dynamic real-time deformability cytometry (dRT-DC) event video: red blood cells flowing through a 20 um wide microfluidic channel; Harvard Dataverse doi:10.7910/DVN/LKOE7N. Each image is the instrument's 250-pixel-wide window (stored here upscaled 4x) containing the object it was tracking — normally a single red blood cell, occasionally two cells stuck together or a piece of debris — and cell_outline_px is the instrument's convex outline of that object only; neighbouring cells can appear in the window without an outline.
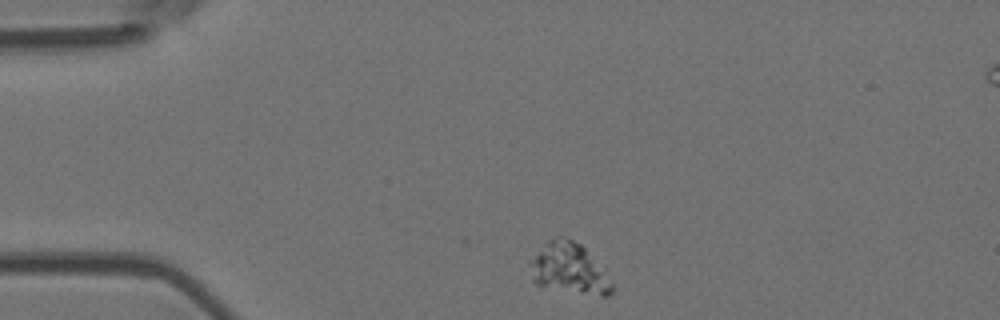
{"species": "Egyptian fruit bat (a non-hibernating species)", "species_latin": "Rousettus aegyptiacus", "temperature_condition": "room temperature", "stored_images_in_passage": 6, "camera_frame_rate_fps": 3000, "um_per_image_px": 0.085, "animal": {"sex": "female"}, "frame": {"image": 1, "passage_image": 1, "time_ms": 0.0, "image_size_px": [1000, 320], "cell_outline_px": [[612, 292], [608, 296], [604, 296], [540, 288], [532, 280], [528, 264], [548, 240], [552, 236], [564, 236], [580, 244], [584, 248], [604, 272], [612, 284]], "centroid_in_image_um": [48.31, 22.85], "position_along_channel_um": 36.7, "area_um2": 24.1}}